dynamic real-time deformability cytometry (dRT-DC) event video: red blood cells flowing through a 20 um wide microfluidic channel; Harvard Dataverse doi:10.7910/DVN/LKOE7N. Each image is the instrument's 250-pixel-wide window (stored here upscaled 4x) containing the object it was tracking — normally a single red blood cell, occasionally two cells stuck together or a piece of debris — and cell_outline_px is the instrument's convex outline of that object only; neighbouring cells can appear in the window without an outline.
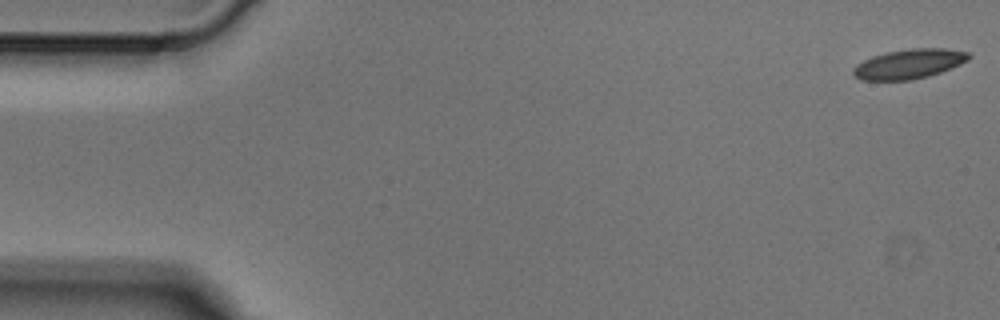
{"species": "Egyptian fruit bat (a non-hibernating species)", "species_latin": "Rousettus aegyptiacus", "temperature_condition": "cold", "stored_images_in_passage": 7, "camera_frame_rate_fps": 3000, "um_per_image_px": 0.085, "animal": {"sex": "male"}, "frame": {"image": 1, "passage_image": 1, "time_ms": 0.0, "image_size_px": [1000, 320], "cell_outline_px": [[972, 56], [968, 60], [952, 68], [928, 76], [912, 80], [860, 80], [852, 72], [852, 68], [856, 64], [872, 56], [888, 52], [912, 48], [944, 48], [968, 52]], "centroid_in_image_um": [77.27, 5.43], "position_along_channel_um": 7.7, "area_um2": 19.94}}
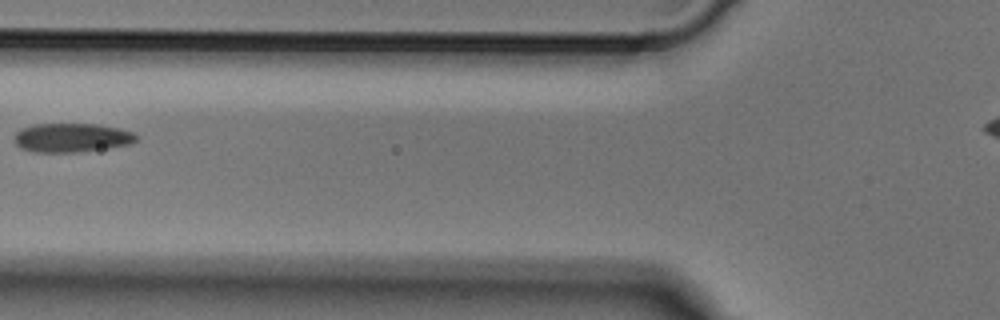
{"frame": {"image": 2, "passage_image": 6, "time_ms": 1.667, "image_size_px": [1000, 320], "cell_outline_px": [[136, 140], [132, 144], [108, 148], [80, 152], [32, 152], [20, 148], [12, 140], [16, 132], [20, 128], [36, 124], [96, 124], [120, 128], [136, 132]], "centroid_in_image_um": [6.09, 11.7], "position_along_channel_um": 119.7, "area_um2": 20.92}}
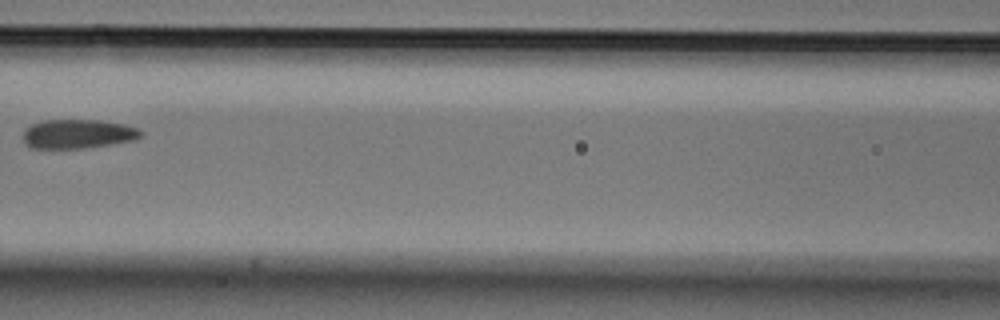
{"frame": {"image": 3, "passage_image": 7, "time_ms": 2.0, "image_size_px": [1000, 320], "cell_outline_px": [[144, 132], [140, 136], [132, 140], [112, 144], [84, 148], [28, 148], [24, 144], [24, 128], [32, 124], [44, 120], [100, 120], [124, 124], [140, 128]], "centroid_in_image_um": [6.61, 11.38], "position_along_channel_um": 160.0, "area_um2": 20.11}}